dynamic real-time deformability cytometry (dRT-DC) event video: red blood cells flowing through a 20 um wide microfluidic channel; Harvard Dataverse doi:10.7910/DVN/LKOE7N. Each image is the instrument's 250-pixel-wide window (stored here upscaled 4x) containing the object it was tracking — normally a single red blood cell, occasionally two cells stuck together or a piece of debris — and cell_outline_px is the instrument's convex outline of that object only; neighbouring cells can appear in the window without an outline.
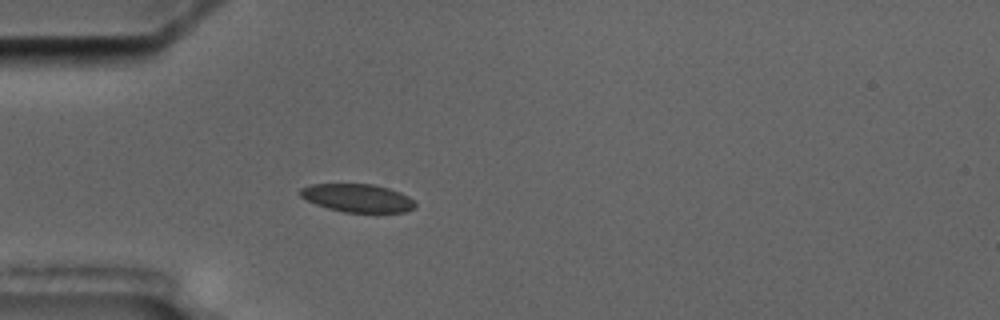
{"species": "common noctule bat (a hibernating species)", "species_latin": "Nyctalus noctula", "temperature_condition": "cold", "stored_images_in_passage": 2, "camera_frame_rate_fps": 3000, "um_per_image_px": 0.085, "animal": {"sex": "male", "body_mass_g": 17.5, "forearm_length_mm": 52.3}, "frame": {"image": 1, "passage_image": 2, "time_ms": 1.0, "image_size_px": [1000, 320], "cell_outline_px": [[416, 208], [404, 212], [376, 216], [344, 212], [328, 208], [316, 204], [300, 196], [300, 188], [312, 184], [372, 184], [388, 188], [400, 192], [408, 196], [416, 204]], "centroid_in_image_um": [30.46, 16.89], "position_along_channel_um": 54.5, "area_um2": 19.59}}